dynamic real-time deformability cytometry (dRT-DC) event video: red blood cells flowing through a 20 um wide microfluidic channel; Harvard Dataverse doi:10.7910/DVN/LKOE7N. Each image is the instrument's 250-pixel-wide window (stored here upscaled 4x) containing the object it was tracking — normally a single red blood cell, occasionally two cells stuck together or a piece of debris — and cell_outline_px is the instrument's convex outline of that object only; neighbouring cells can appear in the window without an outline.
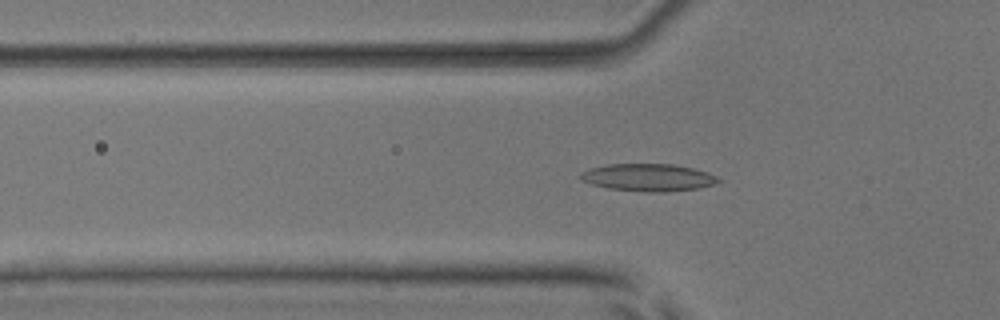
{"species": "common noctule bat (a hibernating species)", "species_latin": "Nyctalus noctula", "temperature_condition": "room temperature", "stored_images_in_passage": 51, "camera_frame_rate_fps": 3000, "um_per_image_px": 0.085, "animal": {"sex": "male", "body_mass_g": 17.9, "forearm_length_mm": 54.2}, "frame": {"image": 1, "passage_image": 18, "time_ms": 5.667, "image_size_px": [1000, 320], "cell_outline_px": [[720, 180], [716, 184], [696, 188], [664, 192], [644, 192], [608, 188], [592, 184], [580, 180], [580, 172], [588, 168], [608, 164], [672, 164], [692, 168], [716, 176]], "centroid_in_image_um": [55.04, 15.08], "position_along_channel_um": 70.8, "area_um2": 21.91}}
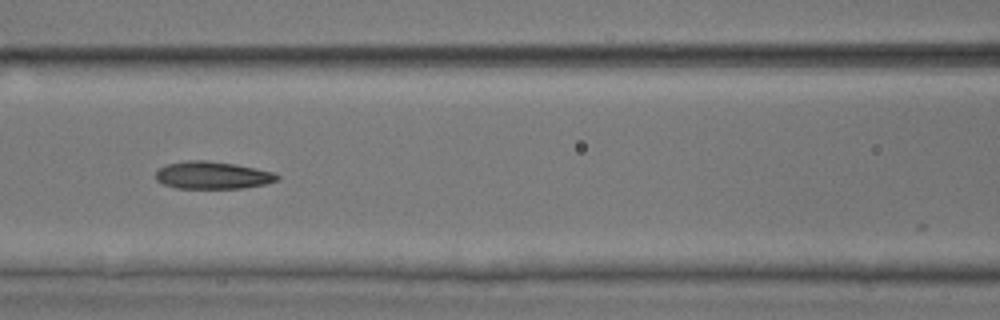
{"frame": {"image": 2, "passage_image": 24, "time_ms": 7.667, "image_size_px": [1000, 320], "cell_outline_px": [[280, 176], [276, 180], [264, 184], [240, 188], [176, 188], [164, 184], [156, 180], [156, 172], [160, 168], [168, 164], [188, 160], [204, 160], [236, 164], [256, 168], [272, 172]], "centroid_in_image_um": [18.04, 14.89], "position_along_channel_um": 148.6, "area_um2": 19.19}}
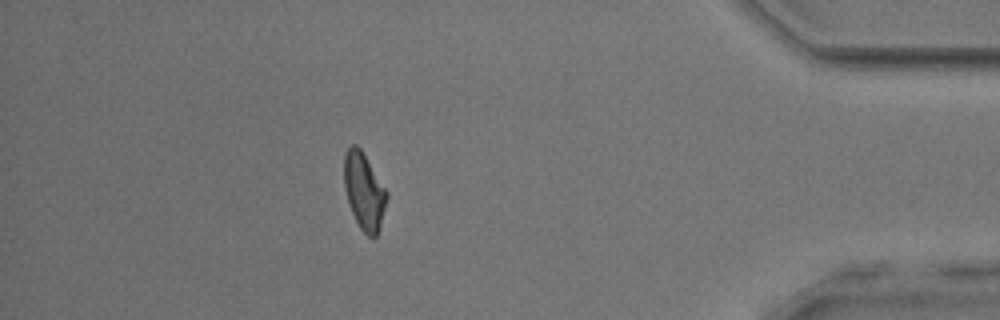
{"frame": {"image": 3, "passage_image": 47, "time_ms": 15.333, "image_size_px": [1000, 320], "cell_outline_px": [[388, 196], [380, 224], [376, 236], [372, 240], [360, 228], [352, 212], [344, 188], [344, 156], [348, 148], [352, 144], [356, 144], [360, 148], [388, 192]], "centroid_in_image_um": [30.94, 16.25], "position_along_channel_um": 404.3, "area_um2": 18.84}, "authors_computed_cell_mechanics": {"area_um2": 19.5942, "velocity_mm_per_s": 3.8999, "shape_relaxation_time_tau1_ms": 4.0923, "shape_relaxation_time_tau2_ms": 2.1006, "deformation_change_tau1": 0.1634, "deformation_change_tau2": 0.0987}}